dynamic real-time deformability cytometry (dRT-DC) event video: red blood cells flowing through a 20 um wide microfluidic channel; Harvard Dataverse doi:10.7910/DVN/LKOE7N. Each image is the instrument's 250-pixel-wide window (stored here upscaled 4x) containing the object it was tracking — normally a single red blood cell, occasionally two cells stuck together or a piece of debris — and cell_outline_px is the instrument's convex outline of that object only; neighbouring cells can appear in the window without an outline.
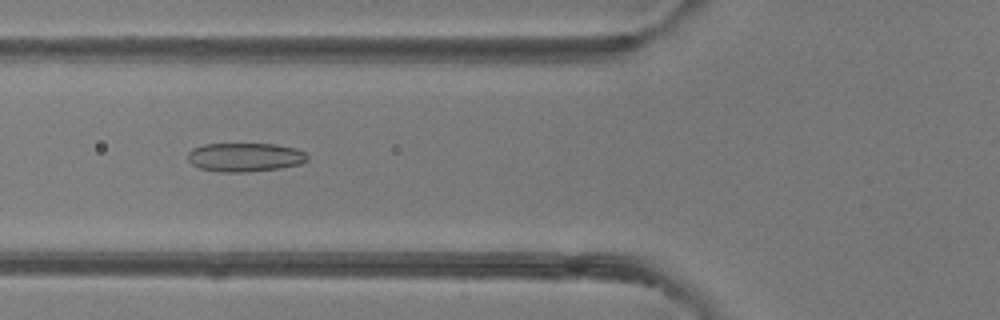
{"species": "common noctule bat (a hibernating species)", "species_latin": "Nyctalus noctula", "temperature_condition": "room temperature", "stored_images_in_passage": 7, "camera_frame_rate_fps": 3000, "um_per_image_px": 0.085, "animal": {"sex": "female"}, "frame": {"image": 1, "passage_image": 6, "time_ms": 5.667, "image_size_px": [1000, 320], "cell_outline_px": [[308, 160], [300, 164], [280, 168], [248, 172], [220, 172], [200, 168], [192, 164], [188, 160], [188, 152], [192, 148], [204, 144], [276, 144], [296, 148], [304, 152], [308, 156]], "centroid_in_image_um": [20.82, 13.36], "position_along_channel_um": 105.0, "area_um2": 20.17}}
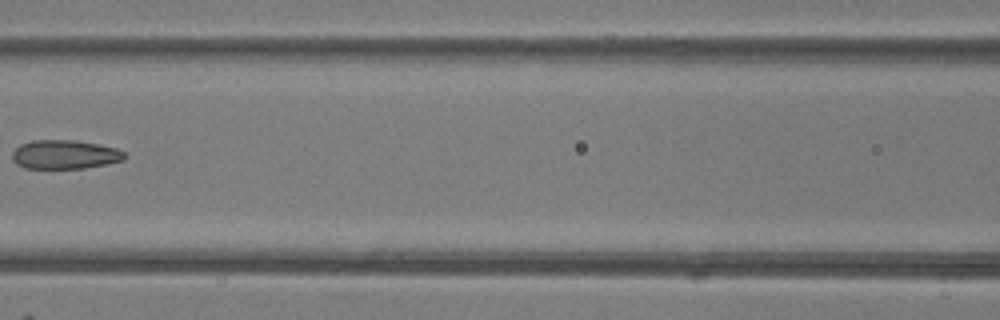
{"frame": {"image": 2, "passage_image": 7, "time_ms": 7.0, "image_size_px": [1000, 320], "cell_outline_px": [[124, 160], [84, 168], [24, 168], [16, 164], [12, 160], [12, 152], [20, 144], [32, 140], [72, 140], [96, 144], [116, 148], [124, 152]], "centroid_in_image_um": [5.45, 13.13], "position_along_channel_um": 161.2, "area_um2": 18.79}}